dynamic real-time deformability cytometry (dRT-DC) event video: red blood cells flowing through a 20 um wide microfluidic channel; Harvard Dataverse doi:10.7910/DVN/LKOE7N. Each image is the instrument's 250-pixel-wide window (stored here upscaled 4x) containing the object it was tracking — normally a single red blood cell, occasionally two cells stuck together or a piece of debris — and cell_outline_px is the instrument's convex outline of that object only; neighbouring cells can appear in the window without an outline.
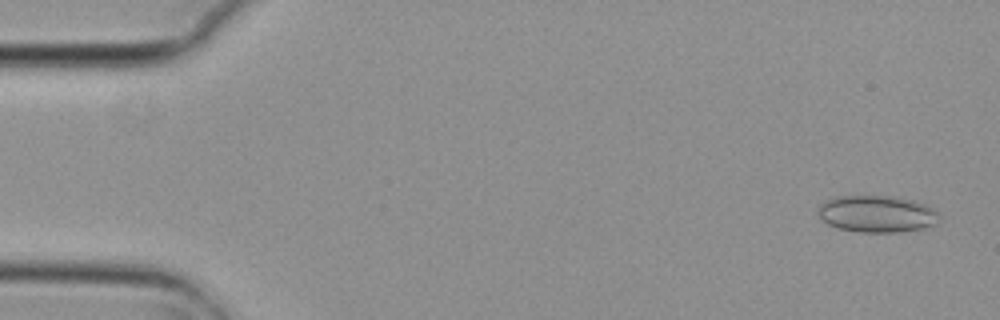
{"species": "common noctule bat (a hibernating species)", "species_latin": "Nyctalus noctula", "temperature_condition": "cold", "stored_images_in_passage": 4, "camera_frame_rate_fps": 3000, "um_per_image_px": 0.085, "animal": {"sex": "female", "body_mass_g": 29.2, "forearm_length_mm": 56.3}, "frame": {"image": 1, "passage_image": 1, "time_ms": 0.0, "image_size_px": [1000, 320], "cell_outline_px": [[940, 216], [936, 224], [924, 228], [900, 232], [860, 232], [840, 228], [828, 224], [820, 216], [820, 204], [824, 200], [836, 196], [896, 196], [912, 200], [924, 204], [932, 208]], "centroid_in_image_um": [74.56, 18.17], "position_along_channel_um": 10.4, "area_um2": 25.89}}